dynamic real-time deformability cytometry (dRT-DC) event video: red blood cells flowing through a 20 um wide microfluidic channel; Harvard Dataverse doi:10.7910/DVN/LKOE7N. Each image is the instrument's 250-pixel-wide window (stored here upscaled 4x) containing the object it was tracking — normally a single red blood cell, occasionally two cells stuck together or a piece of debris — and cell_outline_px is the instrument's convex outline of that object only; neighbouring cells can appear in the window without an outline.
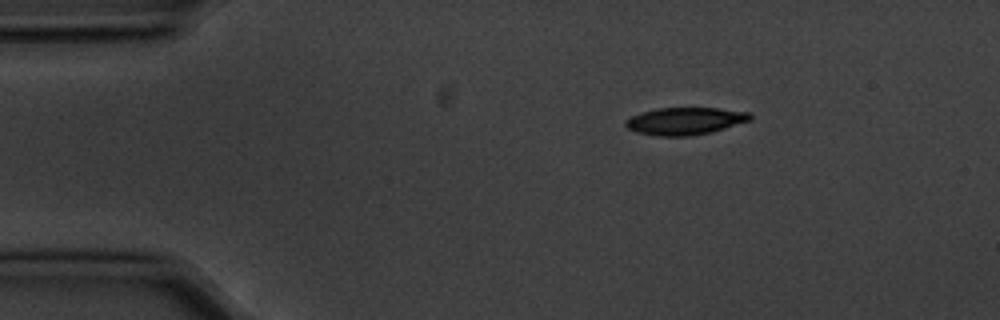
{"species": "common noctule bat (a hibernating species)", "species_latin": "Nyctalus noctula", "temperature_condition": "cold", "stored_images_in_passage": 3, "camera_frame_rate_fps": 3000, "um_per_image_px": 0.085, "animal": {"sex": "male", "body_mass_g": 20.1, "forearm_length_mm": 53.5}, "frame": {"image": 1, "passage_image": 1, "time_ms": 0.0, "image_size_px": [1000, 320], "cell_outline_px": [[752, 120], [712, 132], [688, 136], [660, 136], [636, 132], [628, 128], [624, 124], [624, 120], [632, 116], [656, 108], [716, 108], [752, 112]], "centroid_in_image_um": [58.26, 10.29], "position_along_channel_um": 26.7, "area_um2": 19.88}}
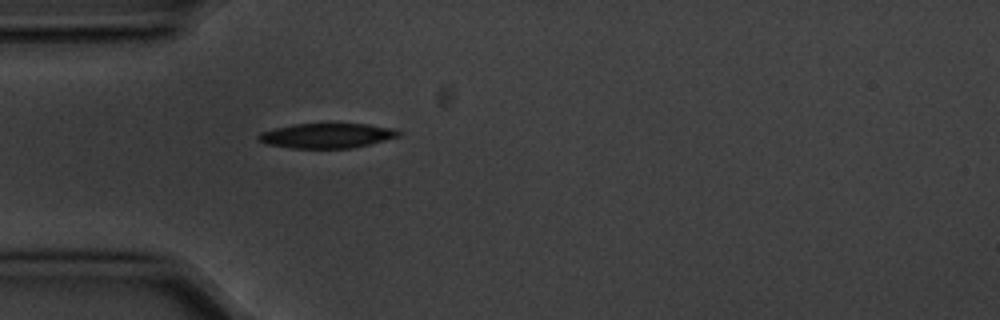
{"frame": {"image": 2, "passage_image": 3, "time_ms": 0.667, "image_size_px": [1000, 320], "cell_outline_px": [[400, 136], [368, 144], [348, 148], [292, 148], [268, 144], [256, 140], [256, 136], [260, 132], [292, 124], [328, 120], [368, 124], [396, 128], [400, 132]], "centroid_in_image_um": [27.77, 11.47], "position_along_channel_um": 57.2, "area_um2": 21.27}}